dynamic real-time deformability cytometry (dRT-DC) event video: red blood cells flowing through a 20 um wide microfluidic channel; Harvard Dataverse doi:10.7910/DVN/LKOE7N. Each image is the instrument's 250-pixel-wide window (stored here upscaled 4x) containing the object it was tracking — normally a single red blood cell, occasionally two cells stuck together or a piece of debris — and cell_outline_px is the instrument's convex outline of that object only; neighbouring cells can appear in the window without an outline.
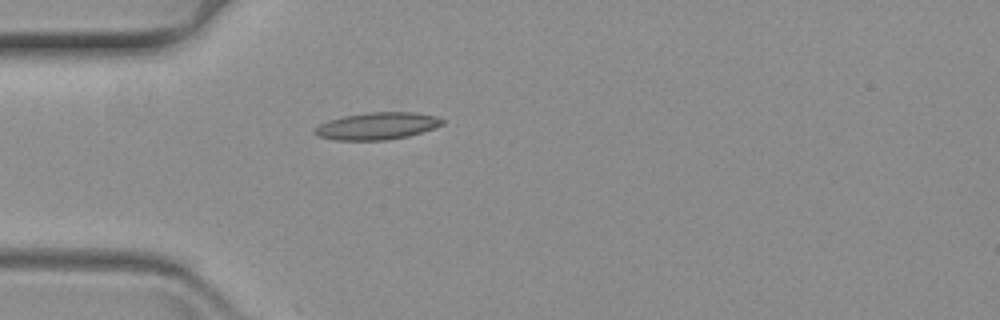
{"species": "common noctule bat (a hibernating species)", "species_latin": "Nyctalus noctula", "temperature_condition": "warm", "stored_images_in_passage": 38, "camera_frame_rate_fps": 3000, "um_per_image_px": 0.085, "animal": {"sex": "female", "body_mass_g": 19.3, "forearm_length_mm": 54.1}, "frame": {"image": 1, "passage_image": 1, "time_ms": 0.0, "image_size_px": [1000, 320], "cell_outline_px": [[444, 124], [408, 136], [388, 140], [336, 140], [316, 136], [312, 132], [320, 124], [328, 120], [344, 116], [368, 112], [416, 112], [436, 116], [444, 120]], "centroid_in_image_um": [32.04, 10.71], "position_along_channel_um": 53.0, "area_um2": 20.17}}
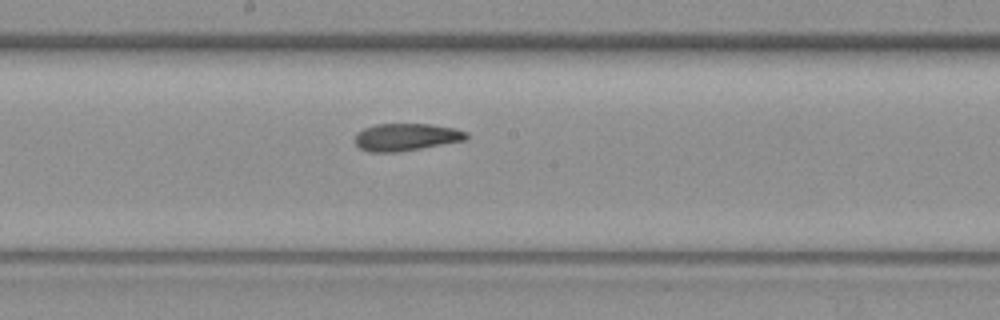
{"frame": {"image": 2, "passage_image": 16, "time_ms": 5.0, "image_size_px": [1000, 320], "cell_outline_px": [[468, 136], [464, 140], [420, 148], [396, 152], [372, 152], [360, 148], [352, 140], [356, 132], [364, 128], [376, 124], [428, 124], [456, 128], [468, 132]], "centroid_in_image_um": [34.47, 11.64], "position_along_channel_um": 213.7, "area_um2": 17.74}}
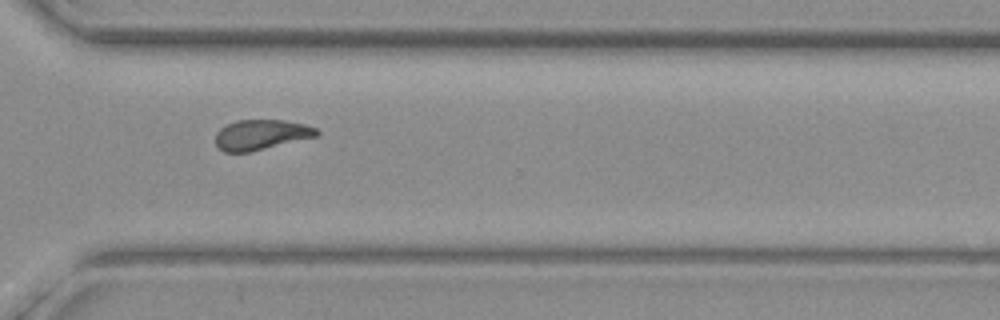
{"frame": {"image": 3, "passage_image": 28, "time_ms": 9.0, "image_size_px": [1000, 320], "cell_outline_px": [[320, 132], [316, 136], [248, 152], [224, 152], [216, 144], [216, 132], [220, 128], [236, 120], [284, 120], [304, 124], [316, 128]], "centroid_in_image_um": [22.17, 11.44], "position_along_channel_um": 348.4, "area_um2": 17.51}}